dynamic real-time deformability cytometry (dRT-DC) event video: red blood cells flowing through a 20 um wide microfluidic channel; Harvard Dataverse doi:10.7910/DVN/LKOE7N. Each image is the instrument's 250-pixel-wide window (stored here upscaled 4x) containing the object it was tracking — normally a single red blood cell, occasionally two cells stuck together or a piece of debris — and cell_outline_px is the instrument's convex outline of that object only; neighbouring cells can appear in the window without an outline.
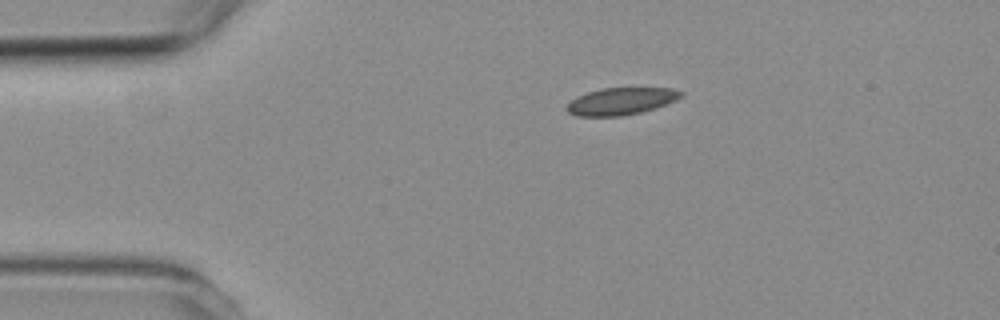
{"species": "common noctule bat (a hibernating species)", "species_latin": "Nyctalus noctula", "temperature_condition": "room temperature", "stored_images_in_passage": 4, "camera_frame_rate_fps": 3000, "um_per_image_px": 0.085, "animal": {"sex": "female", "body_mass_g": 19.3, "forearm_length_mm": 54.1}, "frame": {"image": 1, "passage_image": 4, "time_ms": 3.333, "image_size_px": [1000, 320], "cell_outline_px": [[684, 92], [676, 100], [640, 112], [620, 116], [576, 116], [568, 112], [564, 108], [572, 100], [588, 92], [600, 88], [672, 88]], "centroid_in_image_um": [52.76, 8.6], "position_along_channel_um": 32.2, "area_um2": 17.74}}